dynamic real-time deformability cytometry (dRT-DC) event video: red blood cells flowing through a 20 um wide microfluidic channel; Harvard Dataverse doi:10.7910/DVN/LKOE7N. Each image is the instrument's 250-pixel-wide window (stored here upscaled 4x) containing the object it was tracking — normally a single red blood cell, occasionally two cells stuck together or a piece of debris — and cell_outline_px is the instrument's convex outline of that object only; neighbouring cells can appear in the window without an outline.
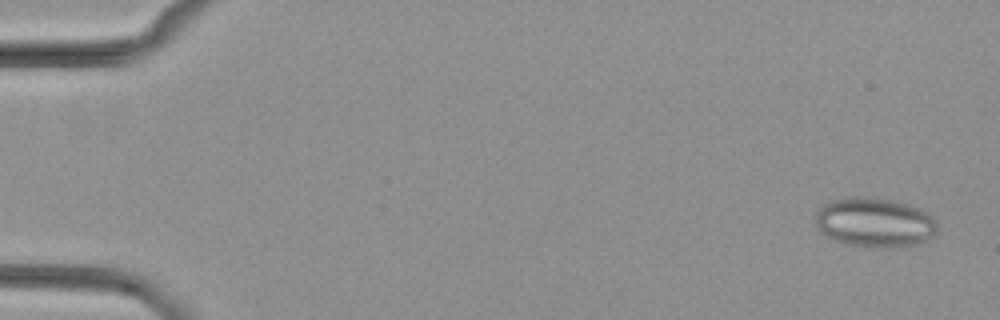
{"species": "common noctule bat (a hibernating species)", "species_latin": "Nyctalus noctula", "temperature_condition": "cold", "stored_images_in_passage": 5, "camera_frame_rate_fps": 3000, "um_per_image_px": 0.085, "animal": {"sex": "female", "body_mass_g": 29.2, "forearm_length_mm": 56.3}, "frame": {"image": 1, "passage_image": 1, "time_ms": 0.0, "image_size_px": [1000, 320], "cell_outline_px": [[936, 232], [928, 240], [916, 244], [896, 248], [880, 248], [844, 244], [820, 232], [816, 224], [816, 212], [824, 204], [832, 200], [848, 196], [856, 196], [888, 200], [908, 204], [920, 208], [928, 212], [936, 220]], "centroid_in_image_um": [74.36, 18.92], "position_along_channel_um": 10.6, "area_um2": 35.32}}